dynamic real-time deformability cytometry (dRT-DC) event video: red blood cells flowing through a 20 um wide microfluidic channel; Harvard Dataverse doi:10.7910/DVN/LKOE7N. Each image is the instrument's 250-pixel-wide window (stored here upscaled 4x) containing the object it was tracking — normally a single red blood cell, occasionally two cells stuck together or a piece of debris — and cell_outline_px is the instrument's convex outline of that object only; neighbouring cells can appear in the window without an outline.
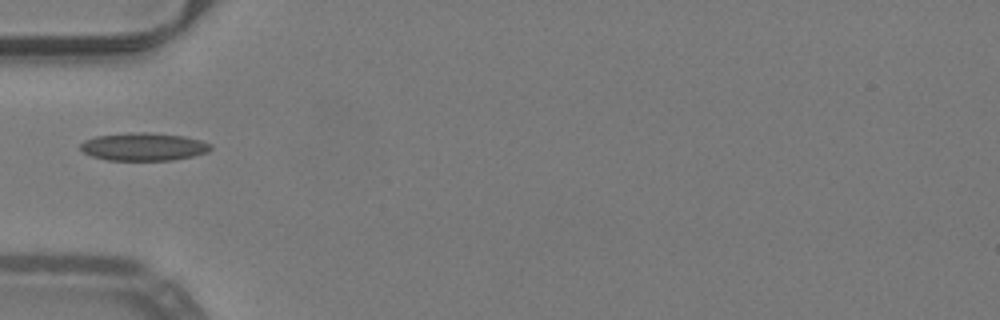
{"species": "common noctule bat (a hibernating species)", "species_latin": "Nyctalus noctula", "temperature_condition": "warm", "stored_images_in_passage": 34, "camera_frame_rate_fps": 3000, "um_per_image_px": 0.085, "animal": {"sex": "male", "body_mass_g": 19.2, "forearm_length_mm": 51.8}, "frame": {"image": 1, "passage_image": 1, "time_ms": 0.0, "image_size_px": [1000, 320], "cell_outline_px": [[212, 148], [208, 152], [192, 156], [172, 160], [108, 160], [92, 156], [84, 152], [80, 148], [80, 144], [84, 140], [96, 136], [128, 132], [148, 132], [184, 136], [200, 140], [212, 144]], "centroid_in_image_um": [12.21, 12.46], "position_along_channel_um": 72.8, "area_um2": 21.21}}
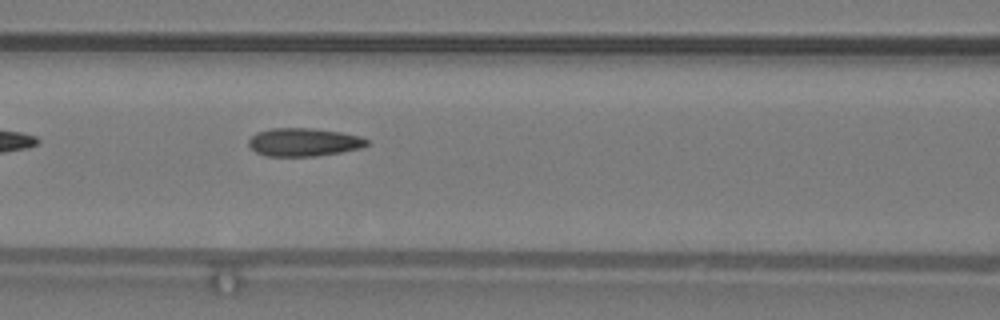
{"frame": {"image": 2, "passage_image": 6, "time_ms": 1.667, "image_size_px": [1000, 320], "cell_outline_px": [[368, 144], [360, 148], [340, 152], [316, 156], [264, 156], [256, 152], [248, 144], [248, 140], [256, 132], [272, 128], [312, 128], [340, 132], [360, 136], [368, 140]], "centroid_in_image_um": [25.79, 12.08], "position_along_channel_um": 140.8, "area_um2": 19.36}}
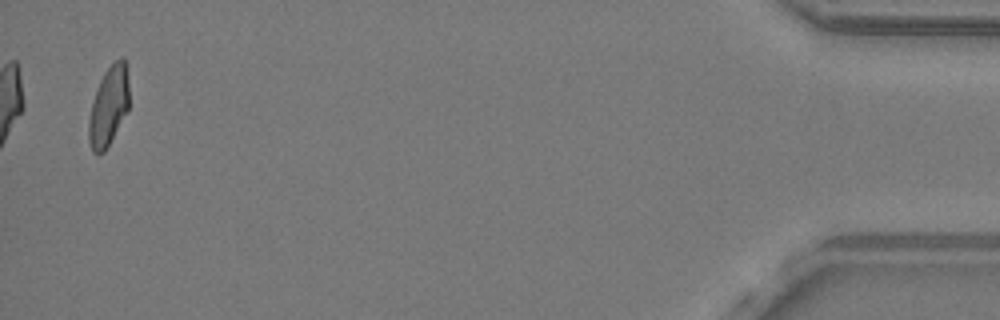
{"frame": {"image": 3, "passage_image": 34, "time_ms": 11.0, "image_size_px": [1000, 320], "cell_outline_px": [[128, 112], [104, 152], [92, 152], [88, 140], [88, 120], [92, 104], [100, 80], [104, 72], [120, 56], [124, 56], [128, 76]], "centroid_in_image_um": [9.24, 9.02], "position_along_channel_um": 426.0, "area_um2": 18.61}, "authors_computed_cell_mechanics": {"area_um2": 19.4497, "velocity_mm_per_s": 4.0053, "shape_relaxation_time_tau1_ms": null, "shape_relaxation_time_tau2_ms": 1.7181, "deformation_change_tau1": null, "deformation_change_tau2": 0.0604}}